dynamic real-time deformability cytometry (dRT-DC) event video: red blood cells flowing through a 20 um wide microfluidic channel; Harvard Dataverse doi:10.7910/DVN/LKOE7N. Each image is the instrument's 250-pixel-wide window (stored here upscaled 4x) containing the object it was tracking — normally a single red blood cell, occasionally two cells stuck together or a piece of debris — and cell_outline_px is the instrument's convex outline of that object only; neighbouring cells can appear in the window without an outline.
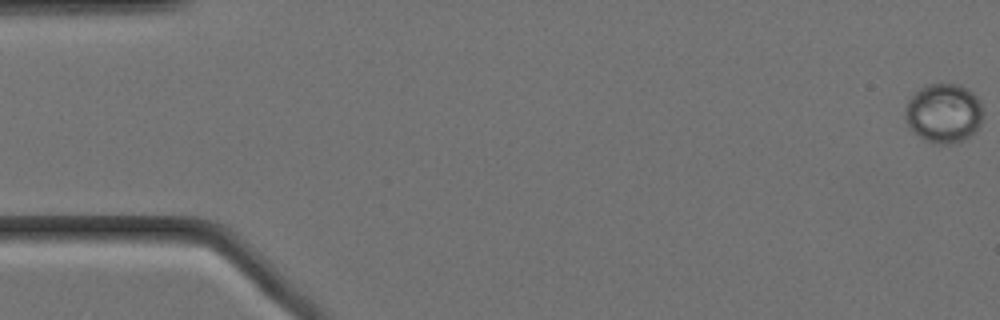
{"species": "Egyptian fruit bat (a non-hibernating species)", "species_latin": "Rousettus aegyptiacus", "temperature_condition": "cold", "stored_images_in_passage": 59, "camera_frame_rate_fps": 3000, "um_per_image_px": 0.085, "animal": {"sex": "female"}, "frame": {"image": 1, "passage_image": 1, "time_ms": 0.0, "image_size_px": [1000, 320], "cell_outline_px": [[980, 128], [976, 132], [960, 140], [948, 144], [940, 144], [924, 140], [908, 124], [904, 108], [908, 100], [924, 84], [960, 84], [968, 88], [980, 100]], "centroid_in_image_um": [80.21, 9.59], "position_along_channel_um": 4.8, "area_um2": 26.53}}
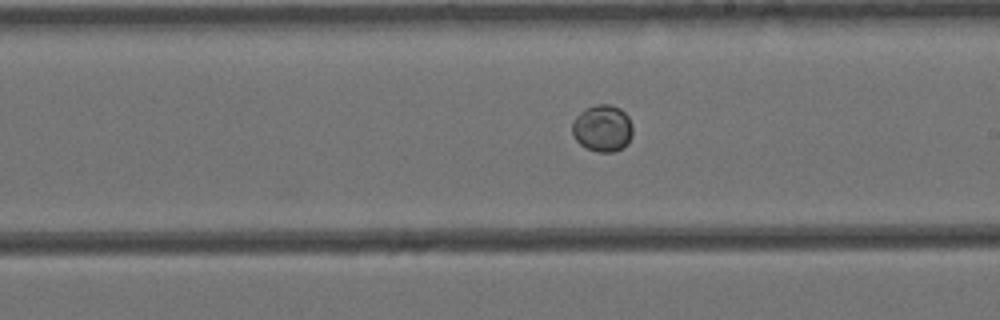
{"frame": {"image": 2, "passage_image": 33, "time_ms": 10.667, "image_size_px": [1000, 320], "cell_outline_px": [[632, 136], [628, 144], [624, 148], [612, 152], [596, 152], [580, 144], [576, 140], [572, 132], [572, 120], [584, 108], [596, 104], [608, 104], [620, 108], [628, 116], [632, 124]], "centroid_in_image_um": [51.22, 10.9], "position_along_channel_um": 237.8, "area_um2": 16.76}}
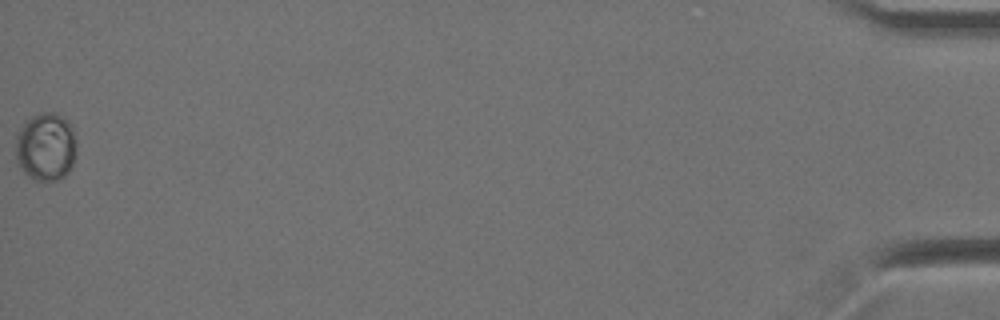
{"frame": {"image": 3, "passage_image": 59, "time_ms": 19.333, "image_size_px": [1000, 320], "cell_outline_px": [[72, 164], [68, 172], [60, 180], [36, 180], [28, 176], [20, 168], [16, 160], [16, 136], [24, 120], [40, 112], [52, 112], [68, 120], [72, 128]], "centroid_in_image_um": [3.82, 12.47], "position_along_channel_um": 431.4, "area_um2": 23.7}}